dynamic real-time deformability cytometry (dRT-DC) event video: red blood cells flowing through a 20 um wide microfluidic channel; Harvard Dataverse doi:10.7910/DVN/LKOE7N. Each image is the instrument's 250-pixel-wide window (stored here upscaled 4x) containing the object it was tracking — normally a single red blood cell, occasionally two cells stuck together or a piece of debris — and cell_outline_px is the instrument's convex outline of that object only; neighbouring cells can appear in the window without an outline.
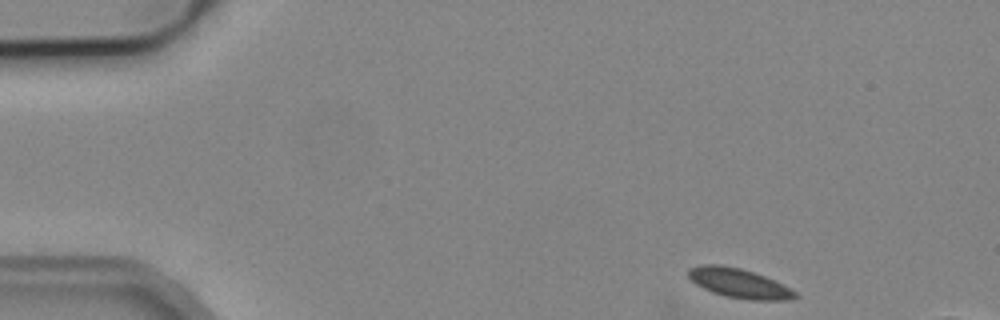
{"species": "common noctule bat (a hibernating species)", "species_latin": "Nyctalus noctula", "temperature_condition": "cold", "stored_images_in_passage": 7, "camera_frame_rate_fps": 3000, "um_per_image_px": 0.085, "animal": {"sex": "male", "body_mass_g": 19.2, "forearm_length_mm": 51.8}, "frame": {"image": 1, "passage_image": 1, "time_ms": 0.0, "image_size_px": [1000, 320], "cell_outline_px": [[800, 296], [788, 300], [752, 300], [724, 296], [712, 292], [696, 284], [688, 276], [688, 268], [700, 264], [720, 264], [740, 268], [764, 276], [796, 292]], "centroid_in_image_um": [62.78, 24.07], "position_along_channel_um": 22.2, "area_um2": 18.15}}